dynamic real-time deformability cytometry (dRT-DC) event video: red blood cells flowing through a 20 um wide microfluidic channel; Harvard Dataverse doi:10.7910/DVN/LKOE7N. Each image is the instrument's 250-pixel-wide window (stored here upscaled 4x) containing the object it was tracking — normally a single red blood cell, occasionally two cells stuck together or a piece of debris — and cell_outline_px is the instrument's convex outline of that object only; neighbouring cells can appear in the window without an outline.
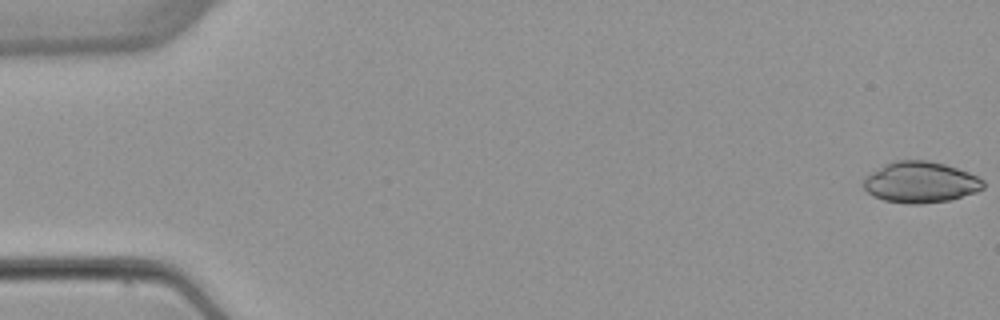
{"species": "common noctule bat (a hibernating species)", "species_latin": "Nyctalus noctula", "temperature_condition": "warm", "stored_images_in_passage": 4, "camera_frame_rate_fps": 3000, "um_per_image_px": 0.085, "animal": {"sex": "female", "body_mass_g": 22.7, "forearm_length_mm": 54.2}, "frame": {"image": 1, "passage_image": 1, "time_ms": 0.0, "image_size_px": [1000, 320], "cell_outline_px": [[984, 188], [976, 192], [948, 200], [920, 204], [908, 204], [884, 200], [872, 196], [864, 188], [864, 176], [884, 164], [896, 160], [928, 160], [944, 164], [968, 172], [984, 180]], "centroid_in_image_um": [78.22, 15.49], "position_along_channel_um": 6.8, "area_um2": 28.67}}
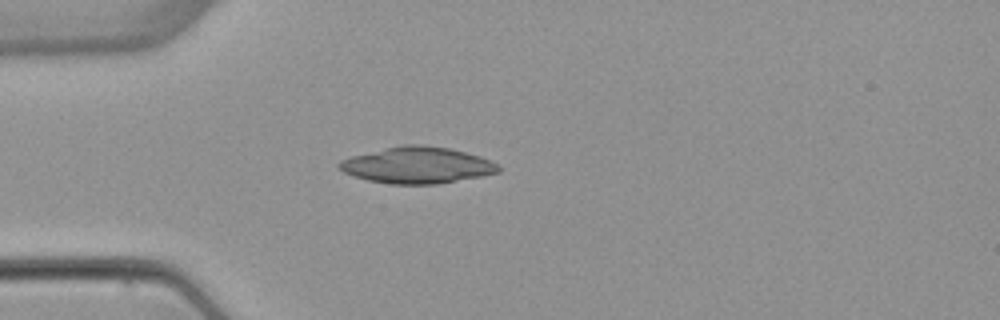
{"frame": {"image": 2, "passage_image": 4, "time_ms": 4.667, "image_size_px": [1000, 320], "cell_outline_px": [[500, 172], [480, 176], [436, 184], [392, 184], [368, 180], [352, 176], [344, 172], [336, 164], [340, 160], [352, 156], [404, 144], [420, 144], [448, 148], [480, 156], [496, 164], [500, 168]], "centroid_in_image_um": [35.43, 14.04], "position_along_channel_um": 49.6, "area_um2": 33.41}}